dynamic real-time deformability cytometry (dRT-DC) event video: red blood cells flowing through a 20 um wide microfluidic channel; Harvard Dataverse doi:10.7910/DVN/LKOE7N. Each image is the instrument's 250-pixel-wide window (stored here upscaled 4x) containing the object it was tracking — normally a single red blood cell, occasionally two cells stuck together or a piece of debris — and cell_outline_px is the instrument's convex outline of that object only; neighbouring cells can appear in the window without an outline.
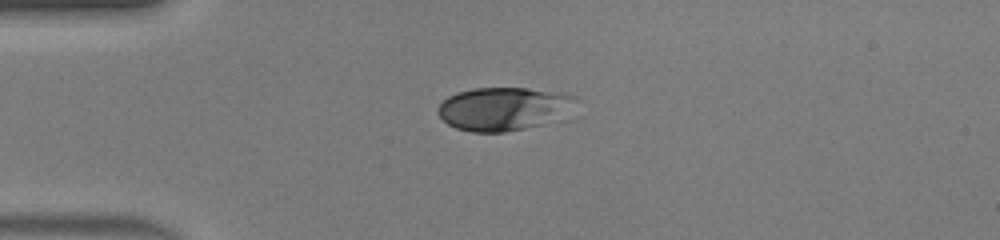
{"species": "human", "species_latin": "Homo sapiens", "temperature_condition": "warm", "stored_images_in_passage": 37, "camera_frame_rate_fps": 3000, "um_per_image_px": 0.085, "donor": {"sex": "male"}, "frame": {"image": 1, "passage_image": 1, "time_ms": 0.0, "image_size_px": [1000, 240], "cell_outline_px": [[584, 100], [572, 120], [504, 132], [472, 132], [456, 128], [448, 124], [436, 112], [440, 104], [448, 96], [456, 92], [472, 88], [528, 88], [560, 92], [580, 96]], "centroid_in_image_um": [43.11, 9.25], "position_along_channel_um": 41.9, "area_um2": 36.93}}
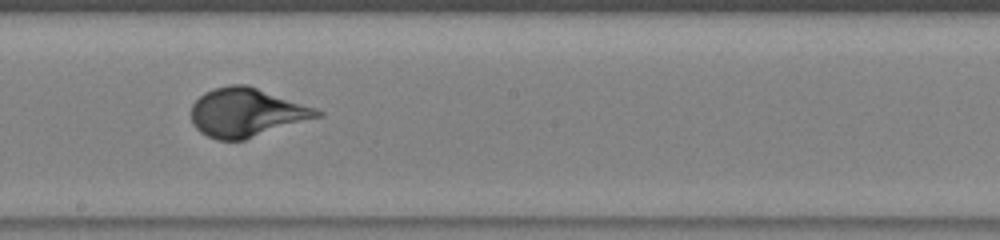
{"frame": {"image": 2, "passage_image": 16, "time_ms": 5.0, "image_size_px": [1000, 240], "cell_outline_px": [[324, 116], [244, 140], [216, 140], [200, 132], [192, 124], [192, 104], [204, 92], [212, 88], [228, 84], [248, 84], [316, 108], [324, 112]], "centroid_in_image_um": [20.97, 9.55], "position_along_channel_um": 227.2, "area_um2": 36.13}}
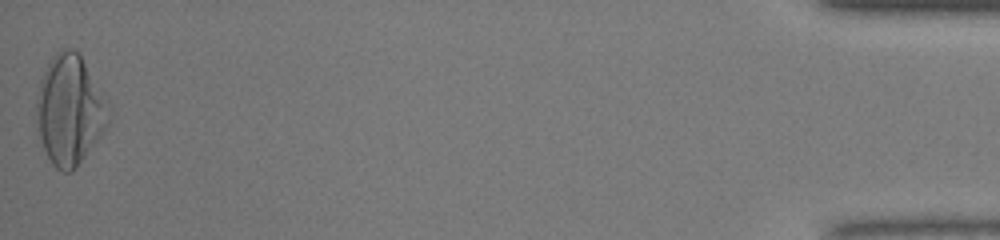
{"frame": {"image": 3, "passage_image": 37, "time_ms": 12.0, "image_size_px": [1000, 240], "cell_outline_px": [[112, 112], [100, 136], [76, 168], [72, 172], [64, 172], [56, 168], [52, 164], [44, 148], [40, 136], [36, 120], [36, 100], [40, 80], [52, 56], [60, 48], [72, 48], [80, 52]], "centroid_in_image_um": [5.91, 9.33], "position_along_channel_um": 429.3, "area_um2": 45.89}, "authors_computed_cell_mechanics": {"area_um2": 35.4314, "velocity_mm_per_s": 4.2483, "shape_relaxation_time_tau1_ms": 3.9089, "shape_relaxation_time_tau2_ms": null, "deformation_change_tau1": 0.2134, "deformation_change_tau2": null}}